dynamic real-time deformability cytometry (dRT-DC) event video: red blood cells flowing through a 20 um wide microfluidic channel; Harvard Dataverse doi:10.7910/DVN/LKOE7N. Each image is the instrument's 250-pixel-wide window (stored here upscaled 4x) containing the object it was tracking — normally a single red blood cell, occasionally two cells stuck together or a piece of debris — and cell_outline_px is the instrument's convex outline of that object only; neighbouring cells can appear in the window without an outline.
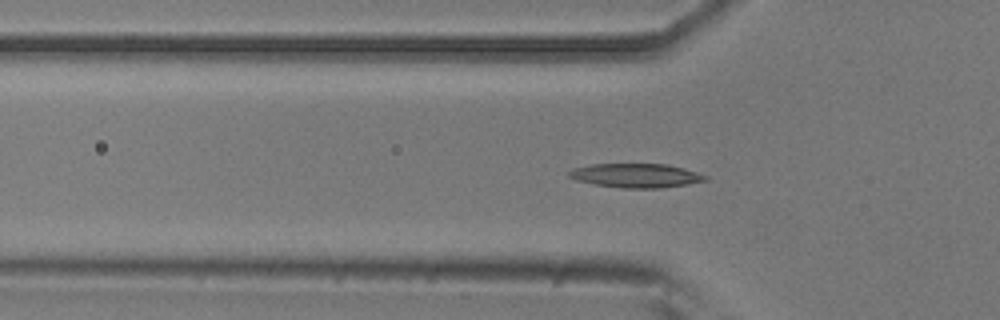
{"species": "common noctule bat (a hibernating species)", "species_latin": "Nyctalus noctula", "temperature_condition": "room temperature", "stored_images_in_passage": 12, "camera_frame_rate_fps": 3000, "um_per_image_px": 0.085, "animal": {"sex": "male", "body_mass_g": 20.5, "forearm_length_mm": 52.5}, "frame": {"image": 1, "passage_image": 3, "time_ms": 0.667, "image_size_px": [1000, 320], "cell_outline_px": [[708, 180], [688, 184], [660, 188], [620, 188], [592, 184], [576, 180], [568, 176], [568, 172], [576, 168], [592, 164], [668, 164], [684, 168], [708, 176]], "centroid_in_image_um": [54.08, 14.93], "position_along_channel_um": 71.7, "area_um2": 19.13}}
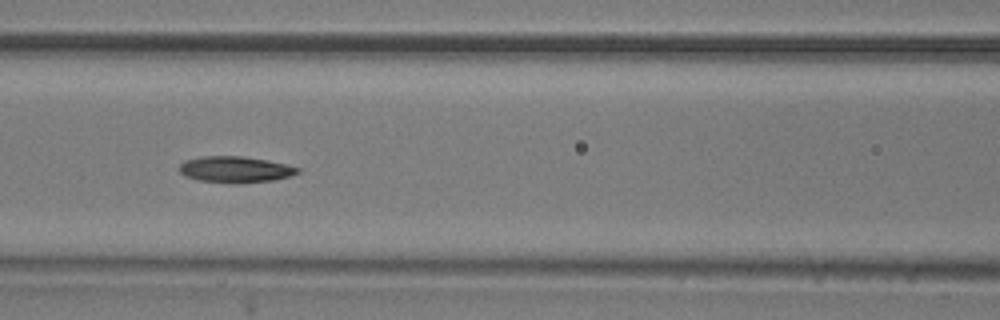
{"frame": {"image": 2, "passage_image": 9, "time_ms": 2.667, "image_size_px": [1000, 320], "cell_outline_px": [[300, 172], [288, 176], [272, 180], [240, 184], [232, 184], [200, 180], [184, 176], [180, 172], [180, 164], [184, 160], [204, 156], [240, 156], [268, 160], [300, 168]], "centroid_in_image_um": [19.97, 14.41], "position_along_channel_um": 146.6, "area_um2": 18.09}}
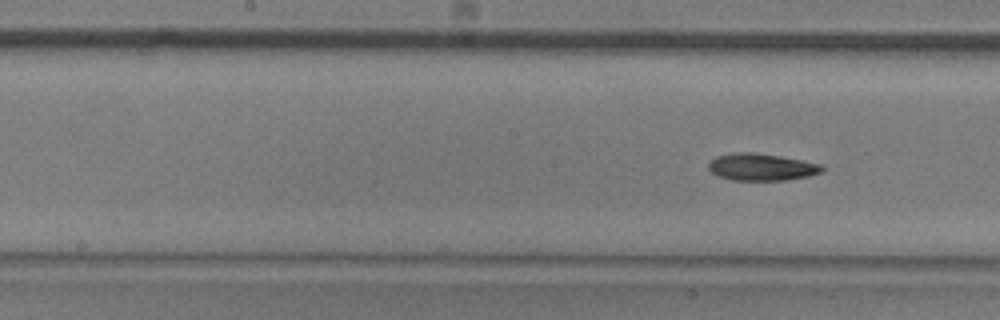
{"frame": {"image": 3, "passage_image": 12, "time_ms": 3.667, "image_size_px": [1000, 320], "cell_outline_px": [[824, 168], [820, 172], [808, 176], [784, 180], [732, 180], [716, 176], [708, 168], [708, 164], [716, 156], [740, 152], [752, 152], [780, 156], [824, 164]], "centroid_in_image_um": [64.73, 14.2], "position_along_channel_um": 183.5, "area_um2": 17.86}}